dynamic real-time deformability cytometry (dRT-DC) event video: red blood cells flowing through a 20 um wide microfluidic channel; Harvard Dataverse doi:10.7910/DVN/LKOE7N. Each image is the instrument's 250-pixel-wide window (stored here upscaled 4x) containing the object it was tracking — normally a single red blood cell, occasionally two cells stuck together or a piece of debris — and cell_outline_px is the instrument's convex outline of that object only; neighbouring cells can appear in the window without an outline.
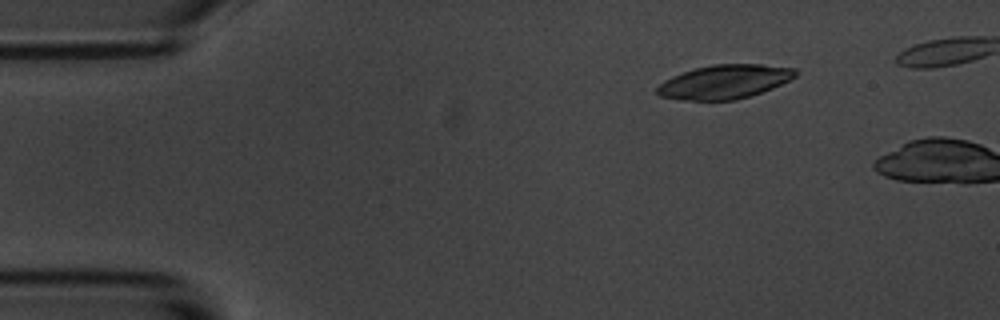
{"species": "common noctule bat (a hibernating species)", "species_latin": "Nyctalus noctula", "temperature_condition": "room temperature", "stored_images_in_passage": 5, "camera_frame_rate_fps": 3000, "um_per_image_px": 0.085, "animal": {"sex": "male", "body_mass_g": 20.1, "forearm_length_mm": 53.5}, "frame": {"image": 1, "passage_image": 3, "time_ms": 2.333, "image_size_px": [1000, 320], "cell_outline_px": [[800, 72], [796, 76], [772, 88], [736, 100], [680, 100], [660, 96], [656, 92], [656, 88], [664, 80], [672, 76], [696, 68], [712, 64], [764, 64], [796, 68]], "centroid_in_image_um": [61.59, 6.94], "position_along_channel_um": 23.4, "area_um2": 27.34}}